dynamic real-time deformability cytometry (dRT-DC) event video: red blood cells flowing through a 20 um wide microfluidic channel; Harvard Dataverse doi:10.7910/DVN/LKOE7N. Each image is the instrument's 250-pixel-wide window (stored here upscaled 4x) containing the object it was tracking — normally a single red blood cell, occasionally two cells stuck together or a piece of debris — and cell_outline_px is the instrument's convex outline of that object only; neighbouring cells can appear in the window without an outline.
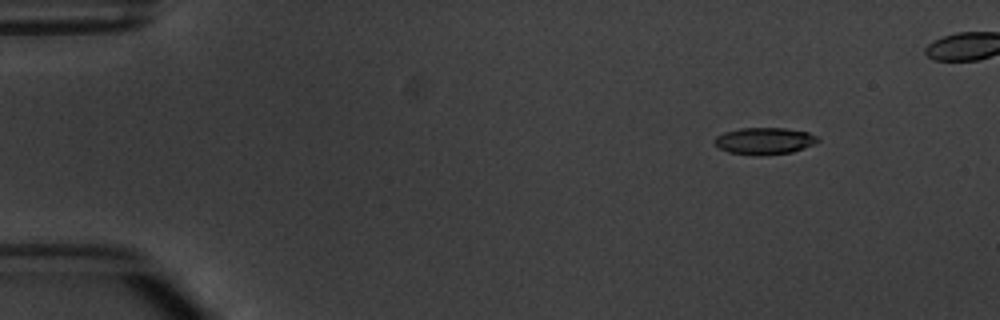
{"species": "common noctule bat (a hibernating species)", "species_latin": "Nyctalus noctula", "temperature_condition": "warm", "stored_images_in_passage": 5, "camera_frame_rate_fps": 3000, "um_per_image_px": 0.085, "animal": {"sex": "male", "body_mass_g": 20.1, "forearm_length_mm": 53.5}, "frame": {"image": 1, "passage_image": 2, "time_ms": 1.0, "image_size_px": [1000, 320], "cell_outline_px": [[820, 140], [816, 144], [792, 152], [728, 152], [720, 148], [712, 140], [716, 136], [724, 132], [740, 128], [784, 128], [808, 132], [816, 136]], "centroid_in_image_um": [65.0, 11.92], "position_along_channel_um": 20.0, "area_um2": 15.32}}